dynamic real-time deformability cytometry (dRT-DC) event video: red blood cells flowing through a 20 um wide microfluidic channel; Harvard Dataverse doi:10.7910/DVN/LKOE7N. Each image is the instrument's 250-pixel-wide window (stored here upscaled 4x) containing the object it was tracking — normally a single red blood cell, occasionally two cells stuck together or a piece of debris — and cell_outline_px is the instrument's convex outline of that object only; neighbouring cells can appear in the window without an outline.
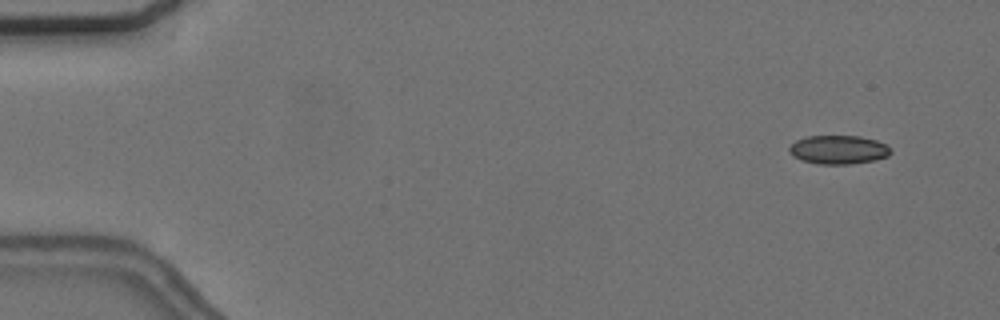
{"species": "common noctule bat (a hibernating species)", "species_latin": "Nyctalus noctula", "temperature_condition": "cold", "stored_images_in_passage": 7, "camera_frame_rate_fps": 3000, "um_per_image_px": 0.085, "animal": {"sex": "female", "body_mass_g": 24.6, "forearm_length_mm": 56.2}, "frame": {"image": 1, "passage_image": 2, "time_ms": 1.0, "image_size_px": [1000, 320], "cell_outline_px": [[892, 152], [888, 156], [876, 160], [852, 164], [820, 164], [800, 160], [792, 156], [788, 152], [788, 148], [796, 140], [808, 136], [860, 136], [876, 140], [884, 144]], "centroid_in_image_um": [71.24, 12.73], "position_along_channel_um": 13.8, "area_um2": 17.05}}